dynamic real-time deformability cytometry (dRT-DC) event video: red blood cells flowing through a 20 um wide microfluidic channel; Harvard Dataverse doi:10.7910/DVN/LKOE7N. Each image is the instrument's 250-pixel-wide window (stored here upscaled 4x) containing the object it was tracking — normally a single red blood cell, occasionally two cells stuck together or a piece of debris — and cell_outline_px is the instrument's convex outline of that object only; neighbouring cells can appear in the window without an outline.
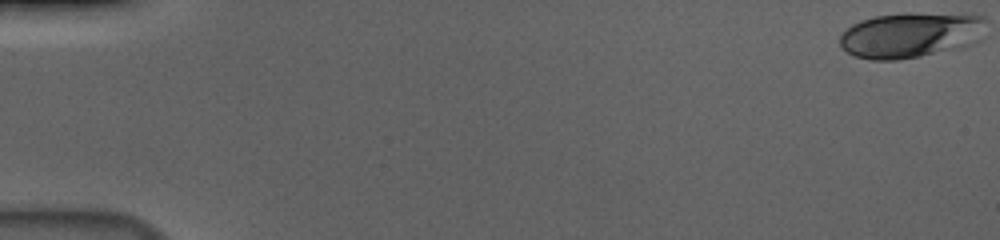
{"species": "human", "species_latin": "Homo sapiens", "temperature_condition": "cold", "stored_images_in_passage": 56, "camera_frame_rate_fps": 3000, "um_per_image_px": 0.085, "donor": {"sex": "male"}, "frame": {"image": 1, "passage_image": 1, "time_ms": 0.0, "image_size_px": [1000, 240], "cell_outline_px": [[984, 20], [980, 24], [952, 44], [944, 48], [920, 56], [896, 60], [872, 60], [852, 56], [840, 48], [840, 36], [852, 24], [860, 20], [876, 16], [984, 16]], "centroid_in_image_um": [76.88, 3.03], "position_along_channel_um": 8.1, "area_um2": 34.1}}
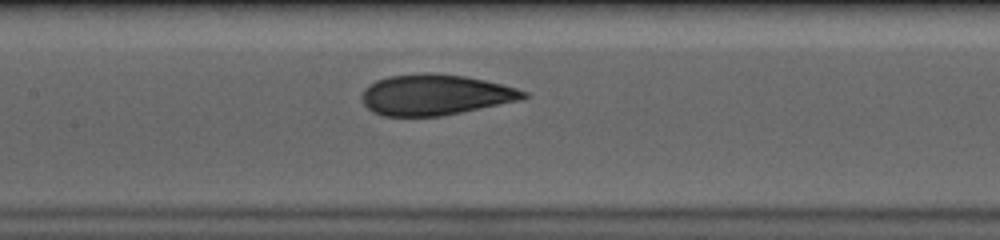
{"frame": {"image": 2, "passage_image": 28, "time_ms": 9.0, "image_size_px": [1000, 240], "cell_outline_px": [[528, 96], [520, 100], [440, 116], [384, 116], [372, 112], [364, 104], [360, 96], [364, 88], [368, 84], [376, 80], [388, 76], [424, 72], [432, 72], [464, 76], [484, 80], [516, 88], [528, 92]], "centroid_in_image_um": [36.93, 8.04], "position_along_channel_um": 170.5, "area_um2": 38.38}}
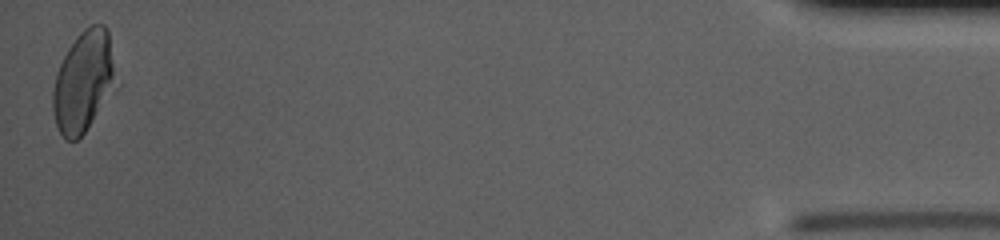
{"frame": {"image": 3, "passage_image": 56, "time_ms": 18.333, "image_size_px": [1000, 240], "cell_outline_px": [[120, 84], [84, 132], [76, 140], [64, 140], [56, 124], [52, 108], [52, 92], [56, 76], [60, 64], [68, 48], [76, 36], [84, 28], [92, 24], [104, 24], [108, 28]], "centroid_in_image_um": [7.16, 6.9], "position_along_channel_um": 428.0, "area_um2": 37.92}, "authors_computed_cell_mechanics": {"area_um2": 37.8012, "velocity_mm_per_s": 3.6916, "shape_relaxation_time_tau1_ms": 5.7751, "shape_relaxation_time_tau2_ms": 0.932, "deformation_change_tau1": 0.1748, "deformation_change_tau2": 0.0628}}